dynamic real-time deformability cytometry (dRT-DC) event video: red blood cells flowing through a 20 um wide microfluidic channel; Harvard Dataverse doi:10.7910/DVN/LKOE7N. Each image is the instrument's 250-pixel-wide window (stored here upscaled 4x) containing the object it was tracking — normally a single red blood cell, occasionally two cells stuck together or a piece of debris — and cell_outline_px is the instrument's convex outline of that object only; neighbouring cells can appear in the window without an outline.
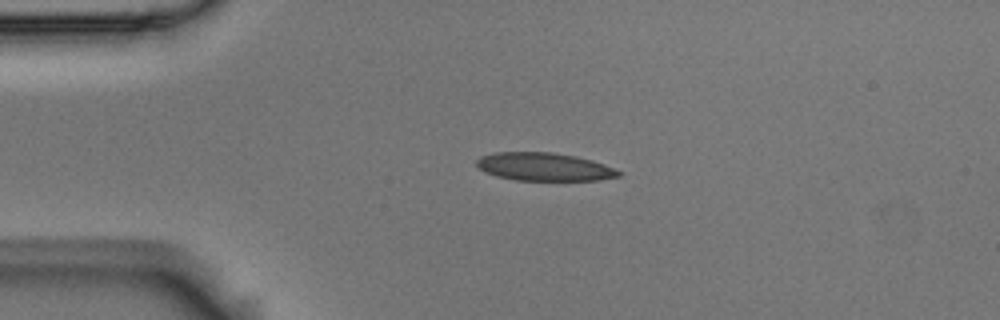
{"species": "Egyptian fruit bat (a non-hibernating species)", "species_latin": "Rousettus aegyptiacus", "temperature_condition": "room temperature", "stored_images_in_passage": 4, "camera_frame_rate_fps": 3000, "um_per_image_px": 0.085, "animal": {"sex": "male"}, "frame": {"image": 1, "passage_image": 3, "time_ms": 0.667, "image_size_px": [1000, 320], "cell_outline_px": [[624, 172], [620, 176], [600, 180], [516, 180], [496, 176], [484, 172], [476, 164], [476, 160], [480, 156], [496, 152], [552, 152], [576, 156], [592, 160], [604, 164]], "centroid_in_image_um": [46.27, 14.17], "position_along_channel_um": 38.7, "area_um2": 23.35}}